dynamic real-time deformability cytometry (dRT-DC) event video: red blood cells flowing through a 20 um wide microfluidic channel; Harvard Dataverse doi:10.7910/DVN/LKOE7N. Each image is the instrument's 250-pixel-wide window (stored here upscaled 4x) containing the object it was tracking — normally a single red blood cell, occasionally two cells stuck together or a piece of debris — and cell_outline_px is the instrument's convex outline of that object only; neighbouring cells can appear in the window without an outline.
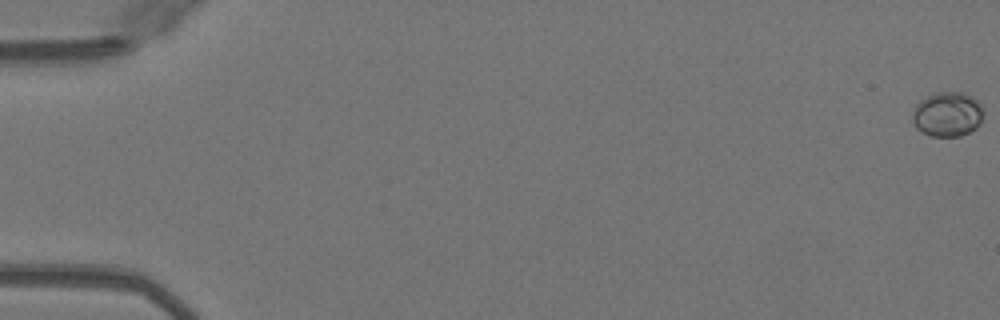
{"species": "Egyptian fruit bat (a non-hibernating species)", "species_latin": "Rousettus aegyptiacus", "temperature_condition": "warm", "stored_images_in_passage": 12, "camera_frame_rate_fps": 3000, "um_per_image_px": 0.085, "animal": {"sex": "female"}, "frame": {"image": 1, "passage_image": 1, "time_ms": 0.0, "image_size_px": [1000, 320], "cell_outline_px": [[980, 124], [976, 128], [960, 136], [932, 136], [916, 128], [912, 120], [912, 112], [916, 104], [920, 100], [936, 92], [964, 92], [972, 96], [980, 104]], "centroid_in_image_um": [80.49, 9.7], "position_along_channel_um": 4.5, "area_um2": 18.26}}